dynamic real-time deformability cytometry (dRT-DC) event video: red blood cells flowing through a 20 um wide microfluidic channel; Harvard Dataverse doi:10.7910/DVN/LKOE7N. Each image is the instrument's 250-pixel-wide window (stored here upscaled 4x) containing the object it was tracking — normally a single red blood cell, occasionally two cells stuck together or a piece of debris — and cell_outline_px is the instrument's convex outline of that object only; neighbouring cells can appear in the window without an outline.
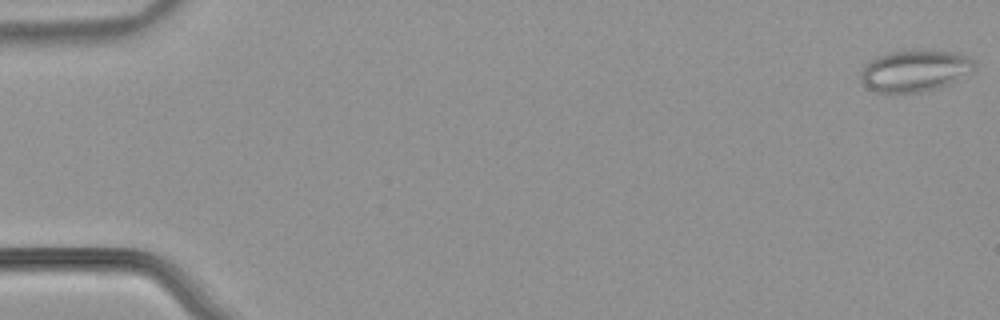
{"species": "common noctule bat (a hibernating species)", "species_latin": "Nyctalus noctula", "temperature_condition": "warm", "stored_images_in_passage": 53, "camera_frame_rate_fps": 3000, "um_per_image_px": 0.085, "animal": {"sex": "male", "body_mass_g": 21.5, "forearm_length_mm": 52.0}, "frame": {"image": 1, "passage_image": 1, "time_ms": 0.0, "image_size_px": [1000, 320], "cell_outline_px": [[976, 72], [940, 88], [924, 92], [876, 92], [868, 88], [860, 80], [860, 72], [864, 64], [868, 60], [876, 56], [888, 52], [916, 48], [960, 52], [968, 56], [976, 64]], "centroid_in_image_um": [77.81, 5.98], "position_along_channel_um": 7.2, "area_um2": 28.78}}
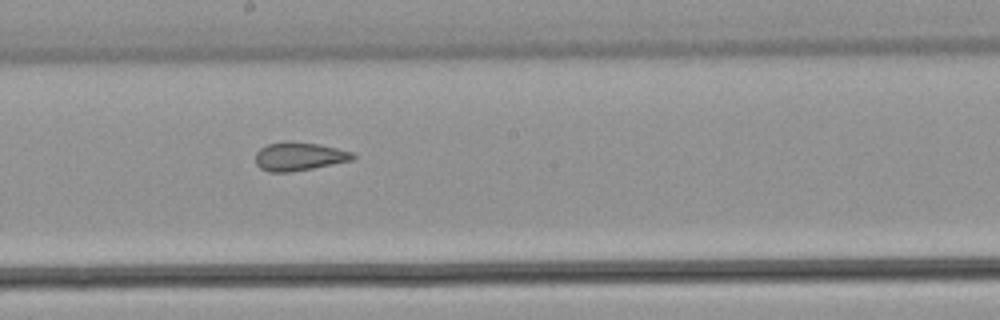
{"frame": {"image": 2, "passage_image": 30, "time_ms": 9.667, "image_size_px": [1000, 320], "cell_outline_px": [[356, 156], [352, 160], [312, 168], [288, 172], [268, 172], [260, 168], [256, 164], [256, 152], [260, 148], [268, 144], [284, 140], [288, 140], [320, 144], [352, 152]], "centroid_in_image_um": [25.39, 13.28], "position_along_channel_um": 222.8, "area_um2": 16.18}}
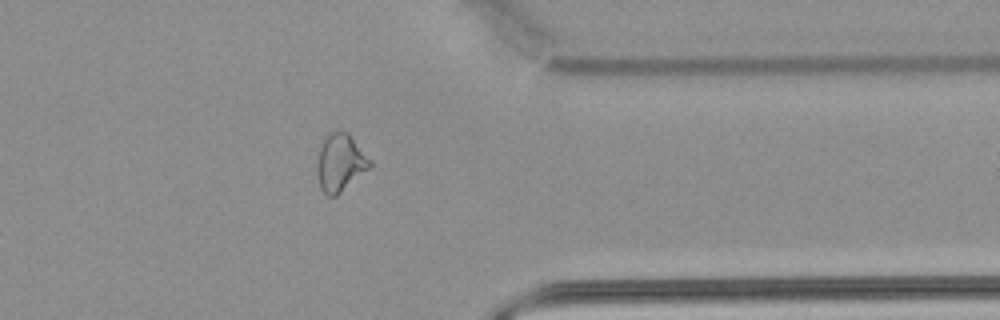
{"frame": {"image": 3, "passage_image": 43, "time_ms": 14.0, "image_size_px": [1000, 320], "cell_outline_px": [[372, 168], [336, 196], [328, 196], [320, 188], [316, 172], [316, 164], [320, 140], [328, 132], [336, 128], [348, 132], [372, 160]], "centroid_in_image_um": [28.91, 13.78], "position_along_channel_um": 382.5, "area_um2": 18.61}, "authors_computed_cell_mechanics": {"area_um2": 19.1896, "velocity_mm_per_s": 3.8891, "shape_relaxation_time_tau1_ms": null, "shape_relaxation_time_tau2_ms": 1.4762, "deformation_change_tau1": null, "deformation_change_tau2": 0.0885}}